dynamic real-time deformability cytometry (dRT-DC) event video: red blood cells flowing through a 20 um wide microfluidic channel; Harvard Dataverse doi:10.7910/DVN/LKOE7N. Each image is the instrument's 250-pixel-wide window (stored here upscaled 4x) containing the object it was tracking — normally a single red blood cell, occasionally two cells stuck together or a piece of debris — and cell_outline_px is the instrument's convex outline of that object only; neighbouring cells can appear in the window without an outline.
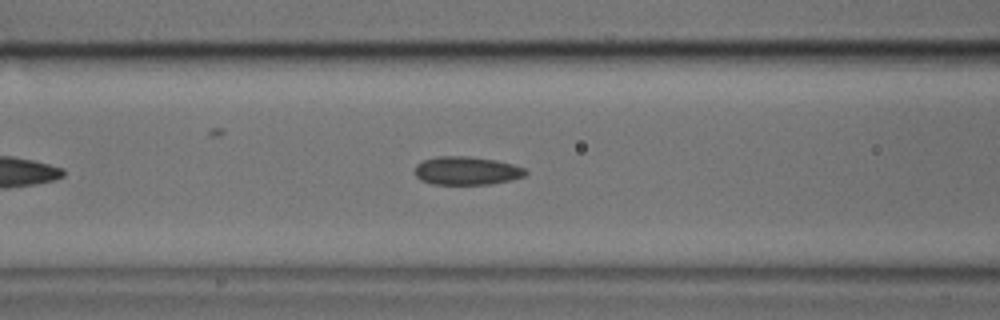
{"species": "common noctule bat (a hibernating species)", "species_latin": "Nyctalus noctula", "temperature_condition": "cold", "stored_images_in_passage": 38, "camera_frame_rate_fps": 3000, "um_per_image_px": 0.085, "animal": {"sex": "male", "body_mass_g": 17.9, "forearm_length_mm": 54.2}, "frame": {"image": 1, "passage_image": 11, "time_ms": 3.333, "image_size_px": [1000, 320], "cell_outline_px": [[528, 172], [524, 176], [512, 180], [488, 184], [432, 184], [420, 180], [416, 176], [416, 164], [424, 160], [436, 156], [472, 156], [496, 160], [512, 164], [524, 168]], "centroid_in_image_um": [39.67, 14.5], "position_along_channel_um": 126.9, "area_um2": 18.32}}
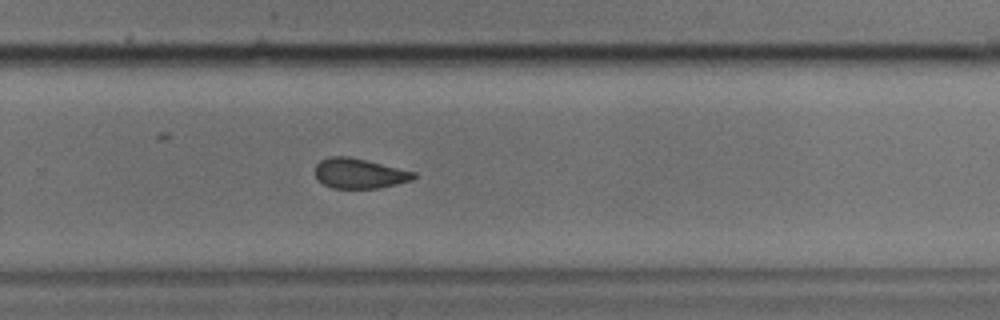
{"frame": {"image": 2, "passage_image": 24, "time_ms": 7.667, "image_size_px": [1000, 320], "cell_outline_px": [[416, 176], [412, 180], [380, 188], [332, 188], [324, 184], [316, 176], [316, 164], [320, 160], [328, 156], [348, 156], [368, 160], [416, 172]], "centroid_in_image_um": [30.56, 14.73], "position_along_channel_um": 299.2, "area_um2": 17.28}}
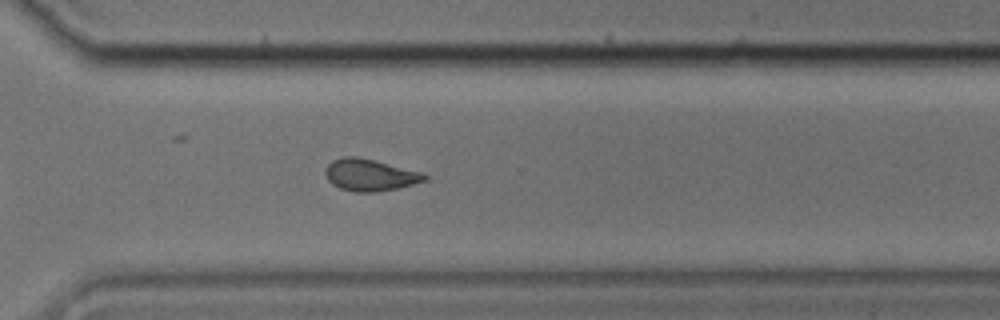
{"frame": {"image": 3, "passage_image": 27, "time_ms": 8.667, "image_size_px": [1000, 320], "cell_outline_px": [[428, 176], [424, 180], [412, 184], [396, 188], [376, 192], [356, 192], [340, 188], [332, 184], [328, 180], [324, 172], [328, 164], [332, 160], [344, 156], [356, 156], [424, 172]], "centroid_in_image_um": [31.42, 14.86], "position_along_channel_um": 339.2, "area_um2": 18.32}}